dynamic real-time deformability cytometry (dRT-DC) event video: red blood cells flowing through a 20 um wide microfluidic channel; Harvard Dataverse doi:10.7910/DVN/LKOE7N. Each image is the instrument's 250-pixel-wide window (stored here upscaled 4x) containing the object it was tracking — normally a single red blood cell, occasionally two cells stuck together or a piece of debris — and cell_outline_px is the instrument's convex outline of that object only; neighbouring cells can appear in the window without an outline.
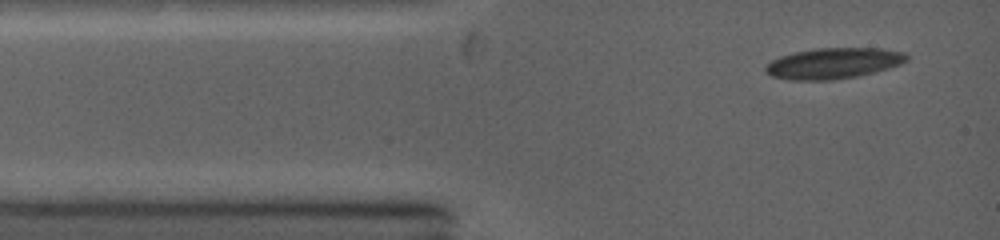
{"species": "common noctule bat (a hibernating species)", "species_latin": "Nyctalus noctula", "temperature_condition": "warm", "stored_images_in_passage": 5, "camera_frame_rate_fps": 5000, "um_per_image_px": 0.085, "animal": {"sex": "female", "body_mass_g": 19.0, "forearm_length_mm": 53.3}, "frame": {"image": 1, "passage_image": 1, "time_ms": 0.0, "image_size_px": [1000, 240], "cell_outline_px": [[908, 60], [884, 68], [856, 76], [828, 80], [796, 80], [772, 76], [764, 68], [772, 60], [780, 56], [796, 52], [820, 48], [876, 48], [904, 52], [908, 56]], "centroid_in_image_um": [70.8, 5.37], "position_along_channel_um": 14.2, "area_um2": 24.57}}
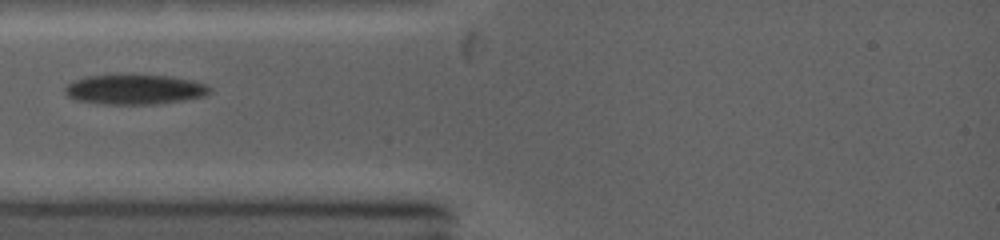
{"frame": {"image": 2, "passage_image": 4, "time_ms": 2.2, "image_size_px": [1000, 240], "cell_outline_px": [[208, 92], [204, 96], [156, 104], [108, 104], [80, 100], [68, 96], [64, 88], [68, 84], [76, 80], [88, 76], [164, 76], [188, 80], [204, 84], [208, 88]], "centroid_in_image_um": [11.41, 7.62], "position_along_channel_um": 73.6, "area_um2": 24.04}}